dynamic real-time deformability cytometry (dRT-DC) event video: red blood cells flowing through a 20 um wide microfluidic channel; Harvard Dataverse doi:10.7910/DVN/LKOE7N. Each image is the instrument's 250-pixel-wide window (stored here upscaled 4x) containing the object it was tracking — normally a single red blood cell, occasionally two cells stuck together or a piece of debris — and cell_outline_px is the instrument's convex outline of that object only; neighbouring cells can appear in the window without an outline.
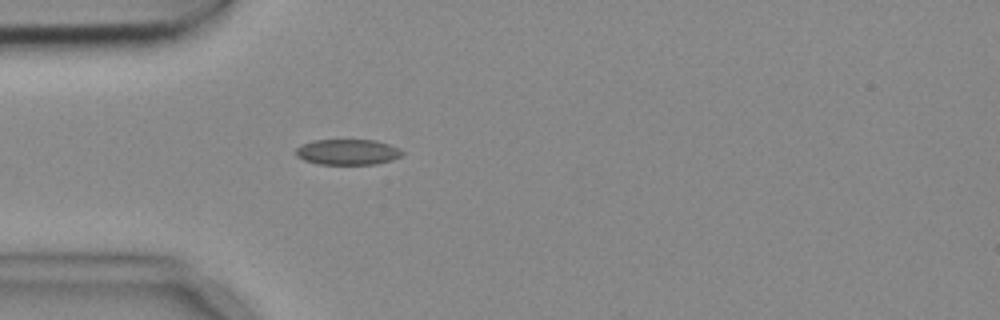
{"species": "common noctule bat (a hibernating species)", "species_latin": "Nyctalus noctula", "temperature_condition": "cold", "stored_images_in_passage": 5, "camera_frame_rate_fps": 3000, "um_per_image_px": 0.085, "animal": {"sex": "female", "body_mass_g": 18.4}, "frame": {"image": 1, "passage_image": 5, "time_ms": 1.333, "image_size_px": [1000, 320], "cell_outline_px": [[404, 152], [400, 156], [392, 160], [376, 164], [320, 164], [304, 160], [296, 156], [296, 148], [300, 144], [312, 140], [376, 140], [400, 148]], "centroid_in_image_um": [29.54, 12.91], "position_along_channel_um": 55.5, "area_um2": 15.95}}